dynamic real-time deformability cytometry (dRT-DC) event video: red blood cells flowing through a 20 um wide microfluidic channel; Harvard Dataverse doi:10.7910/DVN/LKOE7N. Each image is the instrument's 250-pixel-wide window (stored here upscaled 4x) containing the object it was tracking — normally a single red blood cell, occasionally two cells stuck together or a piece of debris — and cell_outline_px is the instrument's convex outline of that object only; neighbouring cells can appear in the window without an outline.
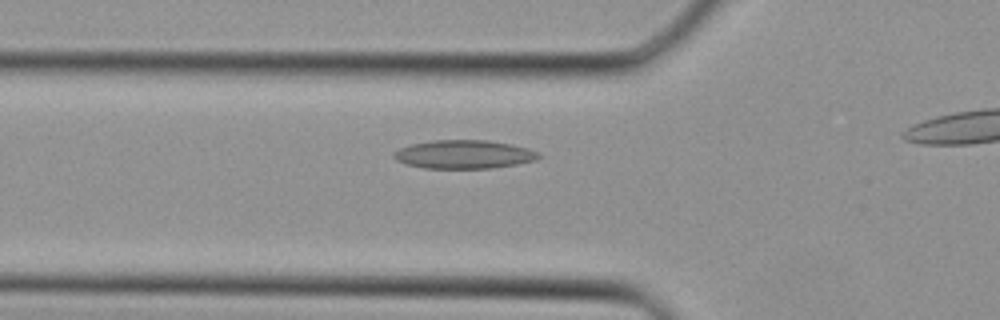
{"species": "Egyptian fruit bat (a non-hibernating species)", "species_latin": "Rousettus aegyptiacus", "temperature_condition": "cold", "stored_images_in_passage": 15, "camera_frame_rate_fps": 3000, "um_per_image_px": 0.085, "animal": {"sex": "female"}, "frame": {"image": 1, "passage_image": 4, "time_ms": 1.0, "image_size_px": [1000, 320], "cell_outline_px": [[544, 156], [536, 160], [516, 164], [492, 168], [424, 168], [404, 164], [396, 160], [392, 156], [392, 152], [400, 148], [412, 144], [432, 140], [488, 140], [512, 144], [528, 148]], "centroid_in_image_um": [39.42, 13.12], "position_along_channel_um": 86.4, "area_um2": 24.22}}
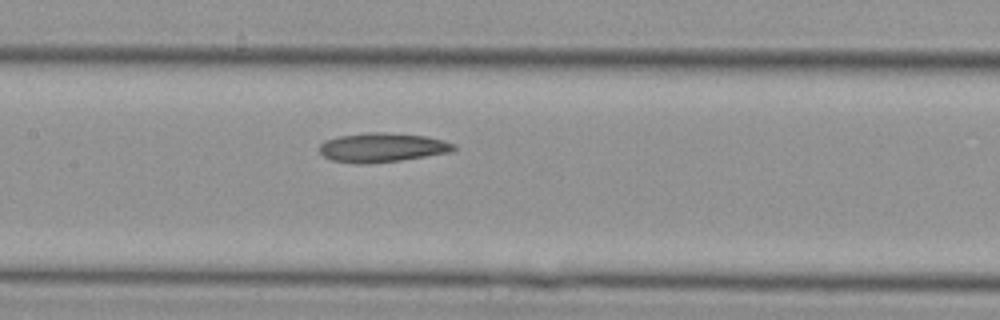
{"frame": {"image": 2, "passage_image": 9, "time_ms": 2.667, "image_size_px": [1000, 320], "cell_outline_px": [[456, 148], [448, 152], [400, 160], [364, 164], [356, 164], [332, 160], [324, 156], [320, 152], [320, 144], [324, 140], [340, 136], [368, 132], [384, 132], [428, 136], [444, 140], [452, 144]], "centroid_in_image_um": [32.44, 12.53], "position_along_channel_um": 175.0, "area_um2": 22.66}}
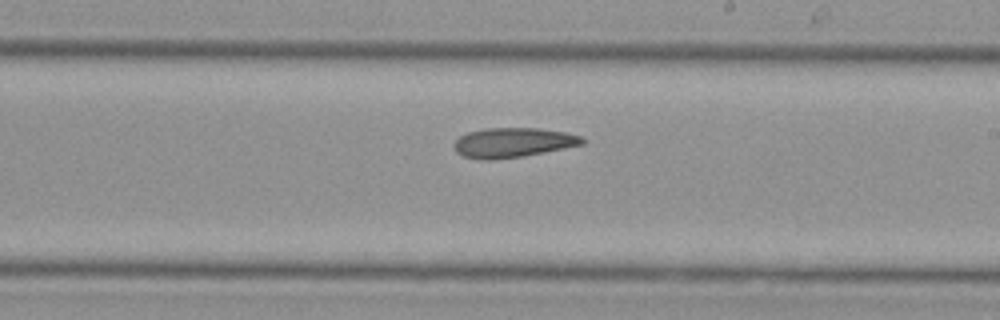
{"frame": {"image": 3, "passage_image": 13, "time_ms": 4.0, "image_size_px": [1000, 320], "cell_outline_px": [[584, 144], [524, 156], [496, 160], [480, 160], [464, 156], [456, 152], [452, 144], [460, 136], [468, 132], [488, 128], [536, 128], [564, 132], [580, 136], [584, 140]], "centroid_in_image_um": [43.56, 12.13], "position_along_channel_um": 245.4, "area_um2": 22.14}}